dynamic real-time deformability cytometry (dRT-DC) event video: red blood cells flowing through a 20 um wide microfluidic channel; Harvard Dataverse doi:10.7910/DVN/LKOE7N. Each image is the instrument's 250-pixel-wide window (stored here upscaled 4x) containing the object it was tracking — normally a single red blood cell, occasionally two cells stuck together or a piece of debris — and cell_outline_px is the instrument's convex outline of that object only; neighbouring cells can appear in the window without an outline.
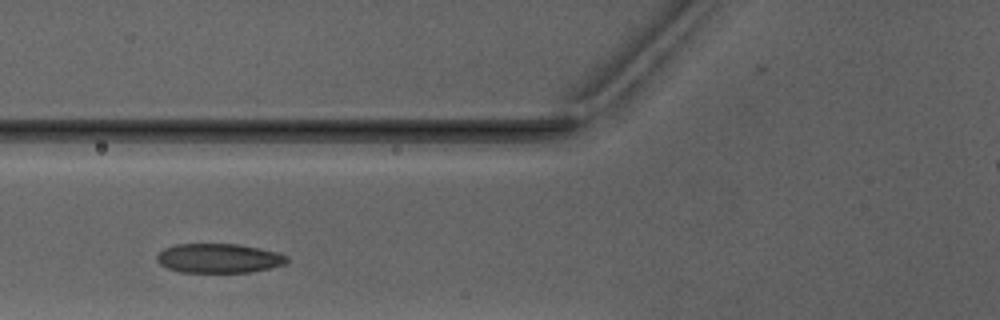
{"species": "Egyptian fruit bat (a non-hibernating species)", "species_latin": "Rousettus aegyptiacus", "temperature_condition": "warm", "stored_images_in_passage": 5, "camera_frame_rate_fps": 3000, "um_per_image_px": 0.085, "animal": {"sex": "male"}, "frame": {"image": 1, "passage_image": 3, "time_ms": 2.333, "image_size_px": [1000, 320], "cell_outline_px": [[288, 260], [284, 264], [252, 272], [180, 272], [168, 268], [160, 264], [156, 260], [156, 256], [164, 248], [176, 244], [240, 244], [276, 252], [288, 256]], "centroid_in_image_um": [18.58, 21.95], "position_along_channel_um": 107.2, "area_um2": 22.14}}
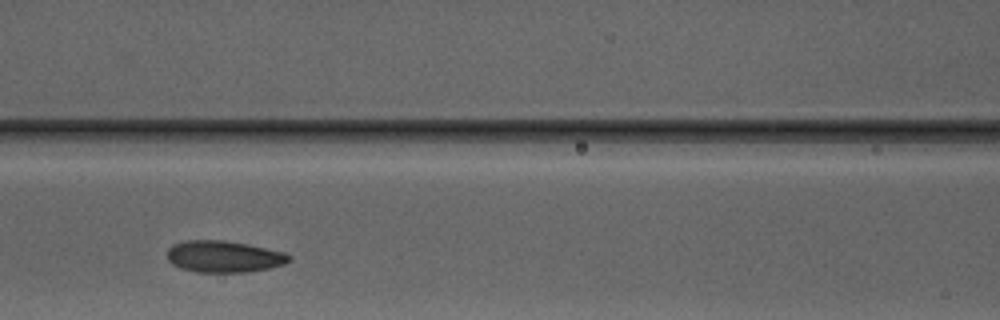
{"frame": {"image": 2, "passage_image": 4, "time_ms": 3.333, "image_size_px": [1000, 320], "cell_outline_px": [[292, 260], [284, 264], [268, 268], [248, 272], [196, 272], [180, 268], [172, 264], [168, 260], [168, 248], [172, 244], [184, 240], [224, 240], [248, 244], [284, 252], [292, 256]], "centroid_in_image_um": [19.02, 21.8], "position_along_channel_um": 147.6, "area_um2": 22.66}}
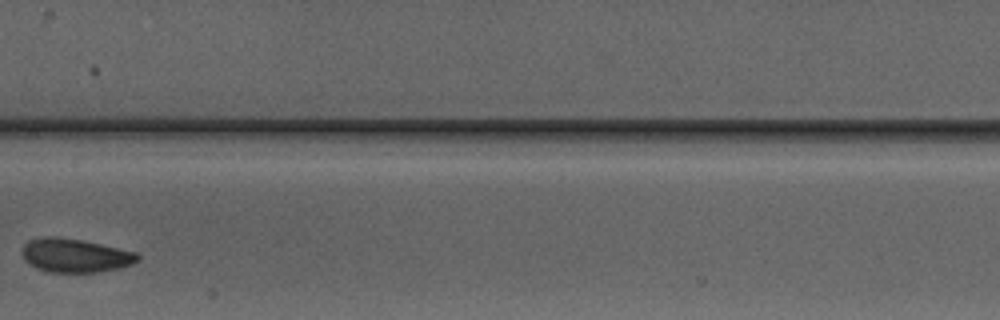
{"frame": {"image": 3, "passage_image": 5, "time_ms": 4.667, "image_size_px": [1000, 320], "cell_outline_px": [[140, 260], [132, 264], [100, 272], [48, 272], [36, 268], [24, 260], [24, 244], [28, 240], [48, 236], [52, 236], [80, 240], [100, 244], [136, 252], [140, 256]], "centroid_in_image_um": [6.4, 21.72], "position_along_channel_um": 201.0, "area_um2": 22.43}}